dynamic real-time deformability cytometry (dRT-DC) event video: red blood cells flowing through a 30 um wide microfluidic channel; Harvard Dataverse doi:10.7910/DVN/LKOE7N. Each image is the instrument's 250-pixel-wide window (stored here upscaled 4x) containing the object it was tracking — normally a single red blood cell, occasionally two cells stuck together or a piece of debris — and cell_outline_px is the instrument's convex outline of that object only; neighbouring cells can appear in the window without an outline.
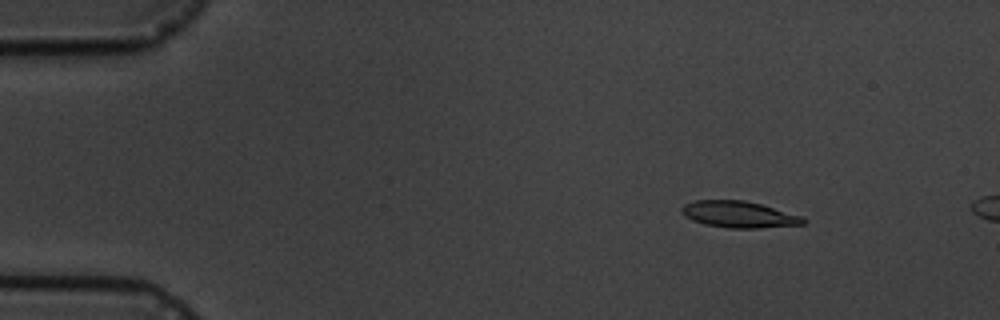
{"species": "common noctule bat (a hibernating species)", "species_latin": "Nyctalus noctula", "temperature_condition": "cold", "stored_images_in_passage": 4, "camera_frame_rate_fps": 3000, "um_per_image_px": 0.085, "animal": {"sex": "male", "body_mass_g": 19.5, "forearm_length_mm": 54.6}, "frame": {"image": 1, "passage_image": 2, "time_ms": 1.0, "image_size_px": [1000, 320], "cell_outline_px": [[808, 220], [804, 224], [760, 228], [728, 228], [704, 224], [692, 220], [684, 216], [680, 212], [680, 208], [684, 204], [696, 200], [744, 200], [760, 204], [800, 216]], "centroid_in_image_um": [62.76, 18.23], "position_along_channel_um": 22.2, "area_um2": 18.73}}